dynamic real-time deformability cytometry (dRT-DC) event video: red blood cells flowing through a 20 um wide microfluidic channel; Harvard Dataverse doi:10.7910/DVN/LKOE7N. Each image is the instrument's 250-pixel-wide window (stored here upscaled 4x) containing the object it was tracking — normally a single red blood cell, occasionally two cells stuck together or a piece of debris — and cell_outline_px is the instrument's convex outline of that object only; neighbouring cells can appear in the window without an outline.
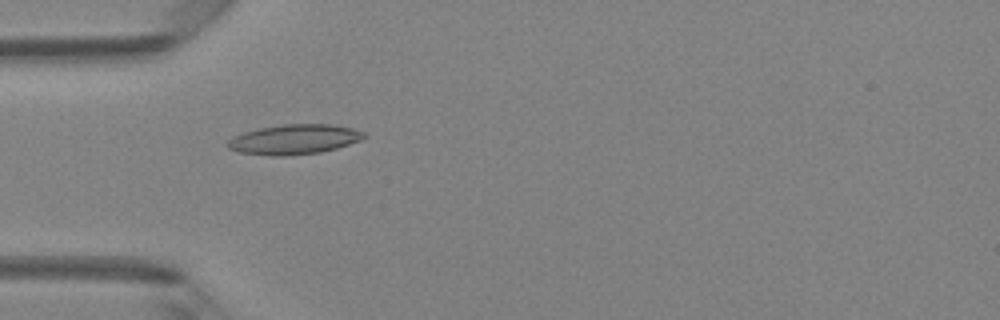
{"species": "Egyptian fruit bat (a non-hibernating species)", "species_latin": "Rousettus aegyptiacus", "temperature_condition": "room temperature", "stored_images_in_passage": 49, "camera_frame_rate_fps": 3000, "um_per_image_px": 0.085, "animal": {"sex": "female"}, "frame": {"image": 1, "passage_image": 15, "time_ms": 4.667, "image_size_px": [1000, 320], "cell_outline_px": [[368, 136], [360, 140], [336, 148], [320, 152], [284, 156], [272, 156], [240, 152], [228, 148], [224, 144], [232, 136], [244, 132], [260, 128], [284, 124], [332, 124], [352, 128], [364, 132]], "centroid_in_image_um": [24.98, 11.84], "position_along_channel_um": 60.0, "area_um2": 23.76}}
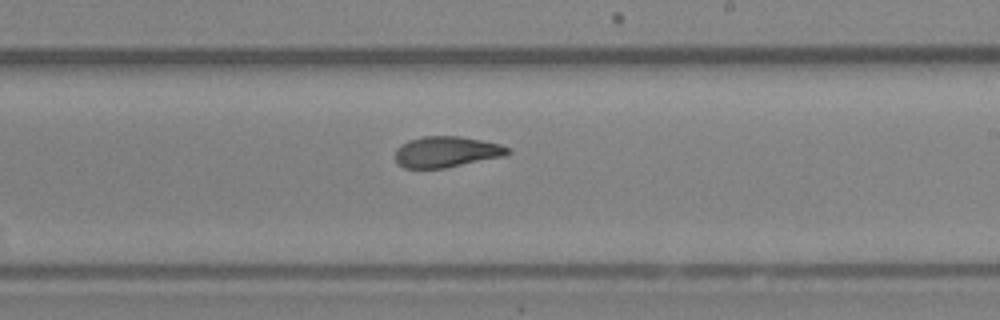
{"frame": {"image": 2, "passage_image": 29, "time_ms": 9.333, "image_size_px": [1000, 320], "cell_outline_px": [[512, 152], [504, 156], [444, 168], [404, 168], [396, 164], [396, 148], [400, 144], [408, 140], [424, 136], [460, 136], [500, 144], [508, 148]], "centroid_in_image_um": [37.91, 12.9], "position_along_channel_um": 251.1, "area_um2": 20.29}}
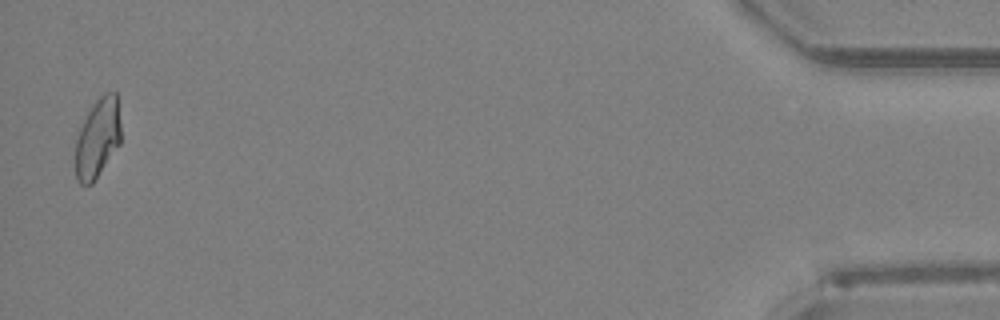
{"frame": {"image": 3, "passage_image": 48, "time_ms": 15.667, "image_size_px": [1000, 320], "cell_outline_px": [[120, 144], [92, 184], [80, 184], [76, 180], [76, 140], [80, 128], [88, 112], [96, 100], [104, 92], [116, 92], [120, 124]], "centroid_in_image_um": [8.3, 11.75], "position_along_channel_um": 426.9, "area_um2": 20.81}, "authors_computed_cell_mechanics": {"area_um2": 21.2704, "velocity_mm_per_s": 4.175, "shape_relaxation_time_tau1_ms": null, "shape_relaxation_time_tau2_ms": 1.956, "deformation_change_tau1": null, "deformation_change_tau2": 0.0762}}